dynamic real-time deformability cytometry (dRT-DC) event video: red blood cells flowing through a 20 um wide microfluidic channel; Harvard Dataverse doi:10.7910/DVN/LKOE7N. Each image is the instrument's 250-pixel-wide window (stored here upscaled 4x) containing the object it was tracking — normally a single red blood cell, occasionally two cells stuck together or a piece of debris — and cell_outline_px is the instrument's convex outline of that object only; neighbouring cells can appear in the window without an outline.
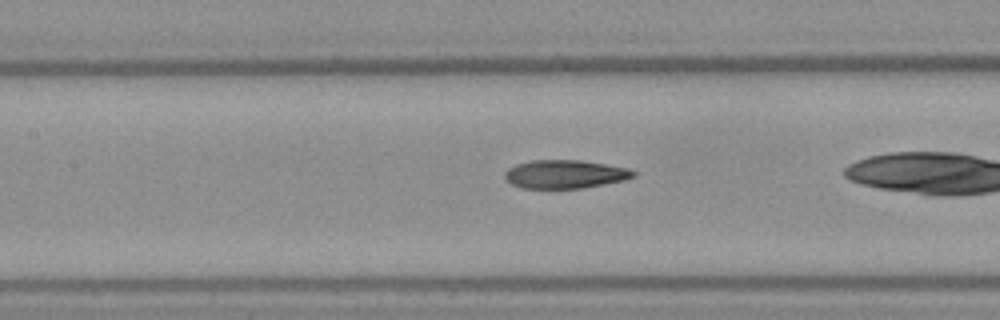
{"species": "Egyptian fruit bat (a non-hibernating species)", "species_latin": "Rousettus aegyptiacus", "temperature_condition": "warm", "stored_images_in_passage": 33, "camera_frame_rate_fps": 3000, "um_per_image_px": 0.085, "frame": {"image": 1, "passage_image": 18, "time_ms": 5.667, "image_size_px": [1000, 320], "cell_outline_px": [[636, 176], [624, 180], [584, 188], [520, 188], [512, 184], [504, 176], [504, 172], [508, 168], [516, 164], [532, 160], [580, 160], [628, 168], [636, 172]], "centroid_in_image_um": [48.02, 14.8], "position_along_channel_um": 159.4, "area_um2": 21.27}}
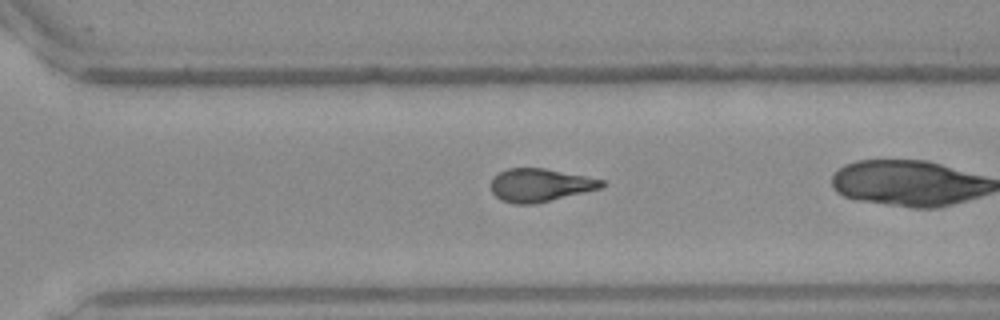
{"frame": {"image": 2, "passage_image": 29, "time_ms": 9.333, "image_size_px": [1000, 320], "cell_outline_px": [[604, 184], [600, 188], [536, 204], [516, 204], [500, 200], [492, 192], [492, 180], [500, 172], [508, 168], [544, 168], [604, 180]], "centroid_in_image_um": [45.89, 15.74], "position_along_channel_um": 324.7, "area_um2": 21.04}}